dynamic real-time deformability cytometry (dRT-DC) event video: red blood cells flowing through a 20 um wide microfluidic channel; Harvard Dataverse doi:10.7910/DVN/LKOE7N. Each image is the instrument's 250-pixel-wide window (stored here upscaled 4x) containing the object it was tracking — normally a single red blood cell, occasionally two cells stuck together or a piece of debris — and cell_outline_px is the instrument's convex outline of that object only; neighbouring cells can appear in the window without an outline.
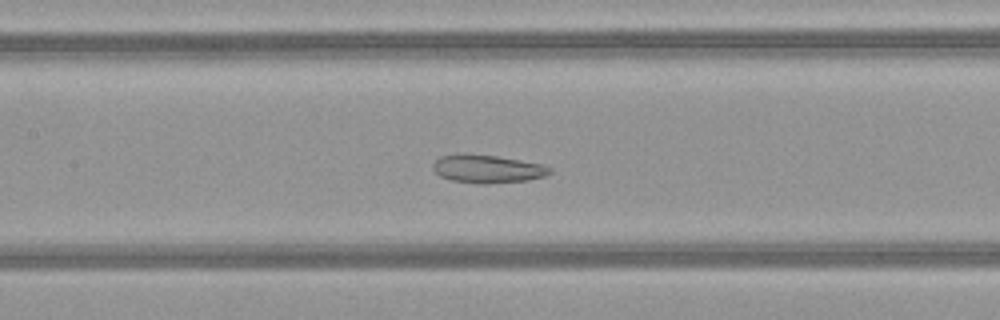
{"species": "common noctule bat (a hibernating species)", "species_latin": "Nyctalus noctula", "temperature_condition": "warm", "stored_images_in_passage": 38, "camera_frame_rate_fps": 3000, "um_per_image_px": 0.085, "animal": {"sex": "female", "body_mass_g": 21.9}, "frame": {"image": 1, "passage_image": 16, "time_ms": 5.0, "image_size_px": [1000, 320], "cell_outline_px": [[552, 172], [544, 176], [528, 180], [488, 184], [480, 184], [452, 180], [440, 176], [432, 168], [432, 164], [440, 156], [496, 156], [544, 164], [552, 168]], "centroid_in_image_um": [41.5, 14.39], "position_along_channel_um": 165.9, "area_um2": 18.61}}
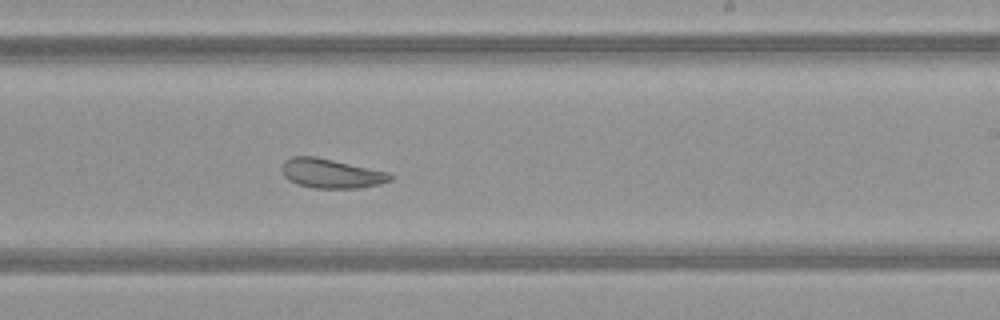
{"frame": {"image": 2, "passage_image": 23, "time_ms": 7.333, "image_size_px": [1000, 320], "cell_outline_px": [[392, 180], [380, 184], [360, 188], [312, 188], [296, 184], [288, 180], [284, 176], [280, 168], [284, 160], [292, 156], [316, 156], [388, 172], [392, 176]], "centroid_in_image_um": [28.1, 14.74], "position_along_channel_um": 260.9, "area_um2": 18.73}}
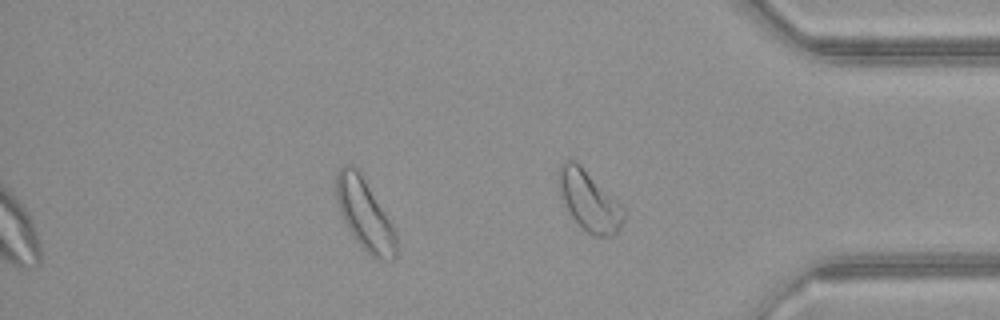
{"frame": {"image": 3, "passage_image": 33, "time_ms": 10.667, "image_size_px": [1000, 320], "cell_outline_px": [[396, 256], [392, 260], [376, 260], [356, 240], [348, 228], [340, 212], [336, 200], [336, 172], [344, 164], [352, 164], [360, 172], [396, 228]], "centroid_in_image_um": [31.02, 18.21], "position_along_channel_um": 404.2, "area_um2": 24.91}, "authors_computed_cell_mechanics": {"area_um2": 21.5305, "velocity_mm_per_s": 4.0848, "shape_relaxation_time_tau1_ms": null, "shape_relaxation_time_tau2_ms": 6.1129, "deformation_change_tau1": null, "deformation_change_tau2": 0.1504}}